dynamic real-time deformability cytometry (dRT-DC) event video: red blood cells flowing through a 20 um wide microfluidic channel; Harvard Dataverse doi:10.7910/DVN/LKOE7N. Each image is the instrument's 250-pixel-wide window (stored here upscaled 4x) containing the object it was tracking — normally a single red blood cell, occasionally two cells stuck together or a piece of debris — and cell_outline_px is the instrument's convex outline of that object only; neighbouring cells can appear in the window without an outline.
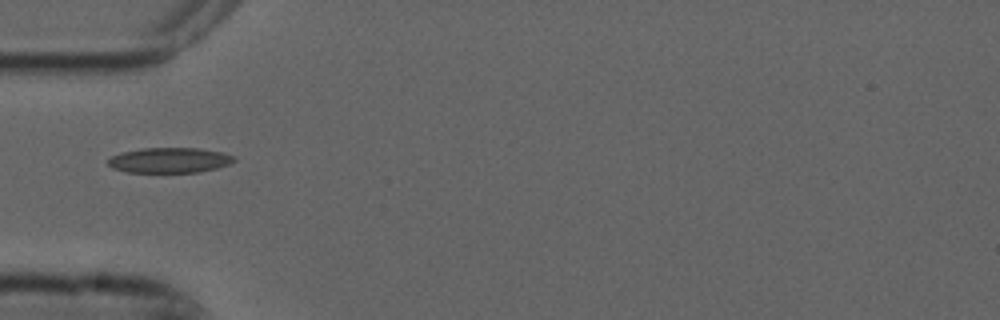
{"species": "common noctule bat (a hibernating species)", "species_latin": "Nyctalus noctula", "temperature_condition": "cold", "stored_images_in_passage": 9, "camera_frame_rate_fps": 3000, "um_per_image_px": 0.085, "animal": {"sex": "male", "forearm_length_mm": 52.5}, "frame": {"image": 1, "passage_image": 6, "time_ms": 1.667, "image_size_px": [1000, 320], "cell_outline_px": [[236, 160], [228, 164], [216, 168], [200, 172], [128, 172], [112, 168], [108, 164], [108, 160], [112, 156], [120, 152], [140, 148], [196, 148], [220, 152], [236, 156]], "centroid_in_image_um": [14.39, 13.61], "position_along_channel_um": 70.6, "area_um2": 18.5}}
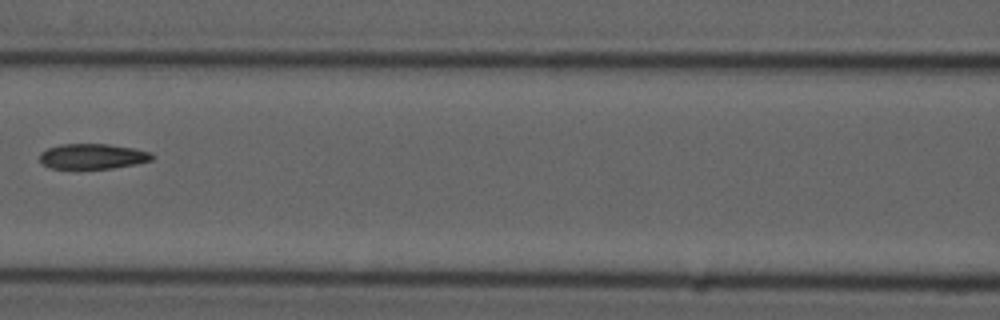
{"frame": {"image": 2, "passage_image": 8, "time_ms": 2.333, "image_size_px": [1000, 320], "cell_outline_px": [[156, 156], [152, 160], [136, 164], [112, 168], [52, 168], [44, 164], [40, 160], [40, 152], [48, 148], [60, 144], [108, 144], [132, 148], [152, 152]], "centroid_in_image_um": [7.91, 13.28], "position_along_channel_um": 158.7, "area_um2": 16.47}}
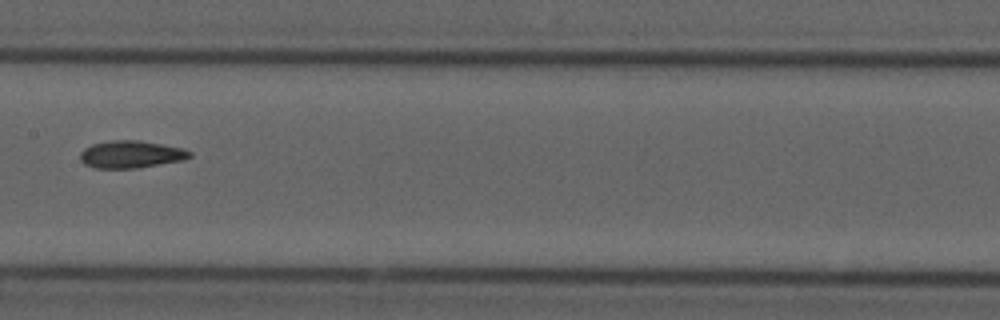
{"frame": {"image": 3, "passage_image": 9, "time_ms": 2.667, "image_size_px": [1000, 320], "cell_outline_px": [[192, 156], [184, 160], [136, 168], [96, 168], [84, 164], [80, 160], [80, 152], [84, 148], [92, 144], [112, 140], [140, 140], [184, 148], [192, 152]], "centroid_in_image_um": [11.14, 13.11], "position_along_channel_um": 196.3, "area_um2": 17.57}}